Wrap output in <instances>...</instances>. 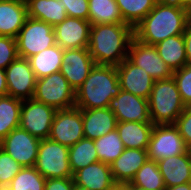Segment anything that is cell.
I'll list each match as a JSON object with an SVG mask.
<instances>
[{"instance_id":"obj_11","label":"cell","mask_w":191,"mask_h":190,"mask_svg":"<svg viewBox=\"0 0 191 190\" xmlns=\"http://www.w3.org/2000/svg\"><path fill=\"white\" fill-rule=\"evenodd\" d=\"M39 145L40 139L20 127L13 129L1 140V148L22 167L35 165Z\"/></svg>"},{"instance_id":"obj_35","label":"cell","mask_w":191,"mask_h":190,"mask_svg":"<svg viewBox=\"0 0 191 190\" xmlns=\"http://www.w3.org/2000/svg\"><path fill=\"white\" fill-rule=\"evenodd\" d=\"M23 167L0 149V184L6 188Z\"/></svg>"},{"instance_id":"obj_21","label":"cell","mask_w":191,"mask_h":190,"mask_svg":"<svg viewBox=\"0 0 191 190\" xmlns=\"http://www.w3.org/2000/svg\"><path fill=\"white\" fill-rule=\"evenodd\" d=\"M166 187L191 182V150L157 162Z\"/></svg>"},{"instance_id":"obj_38","label":"cell","mask_w":191,"mask_h":190,"mask_svg":"<svg viewBox=\"0 0 191 190\" xmlns=\"http://www.w3.org/2000/svg\"><path fill=\"white\" fill-rule=\"evenodd\" d=\"M65 5L68 17L88 20L89 2L88 0H61Z\"/></svg>"},{"instance_id":"obj_41","label":"cell","mask_w":191,"mask_h":190,"mask_svg":"<svg viewBox=\"0 0 191 190\" xmlns=\"http://www.w3.org/2000/svg\"><path fill=\"white\" fill-rule=\"evenodd\" d=\"M7 80L5 76V69L0 68V96H7Z\"/></svg>"},{"instance_id":"obj_9","label":"cell","mask_w":191,"mask_h":190,"mask_svg":"<svg viewBox=\"0 0 191 190\" xmlns=\"http://www.w3.org/2000/svg\"><path fill=\"white\" fill-rule=\"evenodd\" d=\"M56 111L33 98L22 100L19 127L40 140L49 138Z\"/></svg>"},{"instance_id":"obj_43","label":"cell","mask_w":191,"mask_h":190,"mask_svg":"<svg viewBox=\"0 0 191 190\" xmlns=\"http://www.w3.org/2000/svg\"><path fill=\"white\" fill-rule=\"evenodd\" d=\"M191 14V0H173Z\"/></svg>"},{"instance_id":"obj_16","label":"cell","mask_w":191,"mask_h":190,"mask_svg":"<svg viewBox=\"0 0 191 190\" xmlns=\"http://www.w3.org/2000/svg\"><path fill=\"white\" fill-rule=\"evenodd\" d=\"M91 23L68 17L53 27L56 44L63 50L88 47Z\"/></svg>"},{"instance_id":"obj_10","label":"cell","mask_w":191,"mask_h":190,"mask_svg":"<svg viewBox=\"0 0 191 190\" xmlns=\"http://www.w3.org/2000/svg\"><path fill=\"white\" fill-rule=\"evenodd\" d=\"M84 138L81 109L74 106L57 110L51 125L49 139L66 147L75 145Z\"/></svg>"},{"instance_id":"obj_37","label":"cell","mask_w":191,"mask_h":190,"mask_svg":"<svg viewBox=\"0 0 191 190\" xmlns=\"http://www.w3.org/2000/svg\"><path fill=\"white\" fill-rule=\"evenodd\" d=\"M174 125L177 127L187 147L191 150V106L185 107Z\"/></svg>"},{"instance_id":"obj_45","label":"cell","mask_w":191,"mask_h":190,"mask_svg":"<svg viewBox=\"0 0 191 190\" xmlns=\"http://www.w3.org/2000/svg\"><path fill=\"white\" fill-rule=\"evenodd\" d=\"M74 190H92L90 188H86V187H79V186H75Z\"/></svg>"},{"instance_id":"obj_22","label":"cell","mask_w":191,"mask_h":190,"mask_svg":"<svg viewBox=\"0 0 191 190\" xmlns=\"http://www.w3.org/2000/svg\"><path fill=\"white\" fill-rule=\"evenodd\" d=\"M27 18L26 3L15 0L0 2V36L16 38Z\"/></svg>"},{"instance_id":"obj_32","label":"cell","mask_w":191,"mask_h":190,"mask_svg":"<svg viewBox=\"0 0 191 190\" xmlns=\"http://www.w3.org/2000/svg\"><path fill=\"white\" fill-rule=\"evenodd\" d=\"M124 23L133 28L154 8L158 0H115Z\"/></svg>"},{"instance_id":"obj_48","label":"cell","mask_w":191,"mask_h":190,"mask_svg":"<svg viewBox=\"0 0 191 190\" xmlns=\"http://www.w3.org/2000/svg\"><path fill=\"white\" fill-rule=\"evenodd\" d=\"M0 190H5V188L0 184Z\"/></svg>"},{"instance_id":"obj_2","label":"cell","mask_w":191,"mask_h":190,"mask_svg":"<svg viewBox=\"0 0 191 190\" xmlns=\"http://www.w3.org/2000/svg\"><path fill=\"white\" fill-rule=\"evenodd\" d=\"M134 28L127 23L91 25L88 49L96 65H120L128 56Z\"/></svg>"},{"instance_id":"obj_39","label":"cell","mask_w":191,"mask_h":190,"mask_svg":"<svg viewBox=\"0 0 191 190\" xmlns=\"http://www.w3.org/2000/svg\"><path fill=\"white\" fill-rule=\"evenodd\" d=\"M73 177L69 178H46L44 190H74Z\"/></svg>"},{"instance_id":"obj_23","label":"cell","mask_w":191,"mask_h":190,"mask_svg":"<svg viewBox=\"0 0 191 190\" xmlns=\"http://www.w3.org/2000/svg\"><path fill=\"white\" fill-rule=\"evenodd\" d=\"M28 17L44 21L51 26L67 18L65 5L61 0H27Z\"/></svg>"},{"instance_id":"obj_47","label":"cell","mask_w":191,"mask_h":190,"mask_svg":"<svg viewBox=\"0 0 191 190\" xmlns=\"http://www.w3.org/2000/svg\"><path fill=\"white\" fill-rule=\"evenodd\" d=\"M15 1L23 2V3L27 2V0H15Z\"/></svg>"},{"instance_id":"obj_20","label":"cell","mask_w":191,"mask_h":190,"mask_svg":"<svg viewBox=\"0 0 191 190\" xmlns=\"http://www.w3.org/2000/svg\"><path fill=\"white\" fill-rule=\"evenodd\" d=\"M147 159V149L125 148L122 154L110 164L115 183H130Z\"/></svg>"},{"instance_id":"obj_27","label":"cell","mask_w":191,"mask_h":190,"mask_svg":"<svg viewBox=\"0 0 191 190\" xmlns=\"http://www.w3.org/2000/svg\"><path fill=\"white\" fill-rule=\"evenodd\" d=\"M88 21L95 24L124 23L115 0H88Z\"/></svg>"},{"instance_id":"obj_7","label":"cell","mask_w":191,"mask_h":190,"mask_svg":"<svg viewBox=\"0 0 191 190\" xmlns=\"http://www.w3.org/2000/svg\"><path fill=\"white\" fill-rule=\"evenodd\" d=\"M33 99L56 110L75 106V90L61 72L36 80Z\"/></svg>"},{"instance_id":"obj_6","label":"cell","mask_w":191,"mask_h":190,"mask_svg":"<svg viewBox=\"0 0 191 190\" xmlns=\"http://www.w3.org/2000/svg\"><path fill=\"white\" fill-rule=\"evenodd\" d=\"M69 147L50 140H40L35 169L44 178L73 177L68 159Z\"/></svg>"},{"instance_id":"obj_24","label":"cell","mask_w":191,"mask_h":190,"mask_svg":"<svg viewBox=\"0 0 191 190\" xmlns=\"http://www.w3.org/2000/svg\"><path fill=\"white\" fill-rule=\"evenodd\" d=\"M154 47L160 58L172 72H175L188 64L183 34L168 37L155 44Z\"/></svg>"},{"instance_id":"obj_25","label":"cell","mask_w":191,"mask_h":190,"mask_svg":"<svg viewBox=\"0 0 191 190\" xmlns=\"http://www.w3.org/2000/svg\"><path fill=\"white\" fill-rule=\"evenodd\" d=\"M154 124L139 122H117L116 130L129 149H147Z\"/></svg>"},{"instance_id":"obj_19","label":"cell","mask_w":191,"mask_h":190,"mask_svg":"<svg viewBox=\"0 0 191 190\" xmlns=\"http://www.w3.org/2000/svg\"><path fill=\"white\" fill-rule=\"evenodd\" d=\"M84 138L95 140L117 127L114 113L107 108L81 109Z\"/></svg>"},{"instance_id":"obj_40","label":"cell","mask_w":191,"mask_h":190,"mask_svg":"<svg viewBox=\"0 0 191 190\" xmlns=\"http://www.w3.org/2000/svg\"><path fill=\"white\" fill-rule=\"evenodd\" d=\"M183 38L185 41L187 62L191 64V22L186 26Z\"/></svg>"},{"instance_id":"obj_18","label":"cell","mask_w":191,"mask_h":190,"mask_svg":"<svg viewBox=\"0 0 191 190\" xmlns=\"http://www.w3.org/2000/svg\"><path fill=\"white\" fill-rule=\"evenodd\" d=\"M75 186L92 190H112L116 184L110 165L97 161L73 174Z\"/></svg>"},{"instance_id":"obj_29","label":"cell","mask_w":191,"mask_h":190,"mask_svg":"<svg viewBox=\"0 0 191 190\" xmlns=\"http://www.w3.org/2000/svg\"><path fill=\"white\" fill-rule=\"evenodd\" d=\"M68 159L73 174L89 164L99 161L94 140L83 138L69 147Z\"/></svg>"},{"instance_id":"obj_31","label":"cell","mask_w":191,"mask_h":190,"mask_svg":"<svg viewBox=\"0 0 191 190\" xmlns=\"http://www.w3.org/2000/svg\"><path fill=\"white\" fill-rule=\"evenodd\" d=\"M129 184L147 190H165L166 188L157 162L150 159H147L144 165L136 172Z\"/></svg>"},{"instance_id":"obj_46","label":"cell","mask_w":191,"mask_h":190,"mask_svg":"<svg viewBox=\"0 0 191 190\" xmlns=\"http://www.w3.org/2000/svg\"><path fill=\"white\" fill-rule=\"evenodd\" d=\"M132 190H147V189L140 188V187H138V186H133V185H132Z\"/></svg>"},{"instance_id":"obj_12","label":"cell","mask_w":191,"mask_h":190,"mask_svg":"<svg viewBox=\"0 0 191 190\" xmlns=\"http://www.w3.org/2000/svg\"><path fill=\"white\" fill-rule=\"evenodd\" d=\"M127 58L144 69L155 81L172 77L173 72L160 58L154 45L145 44L135 37L130 42Z\"/></svg>"},{"instance_id":"obj_14","label":"cell","mask_w":191,"mask_h":190,"mask_svg":"<svg viewBox=\"0 0 191 190\" xmlns=\"http://www.w3.org/2000/svg\"><path fill=\"white\" fill-rule=\"evenodd\" d=\"M108 108L114 113L117 122H139L153 124L149 114L148 99L121 90L110 100Z\"/></svg>"},{"instance_id":"obj_8","label":"cell","mask_w":191,"mask_h":190,"mask_svg":"<svg viewBox=\"0 0 191 190\" xmlns=\"http://www.w3.org/2000/svg\"><path fill=\"white\" fill-rule=\"evenodd\" d=\"M189 150L174 124L154 125L147 148L148 159L158 162Z\"/></svg>"},{"instance_id":"obj_1","label":"cell","mask_w":191,"mask_h":190,"mask_svg":"<svg viewBox=\"0 0 191 190\" xmlns=\"http://www.w3.org/2000/svg\"><path fill=\"white\" fill-rule=\"evenodd\" d=\"M191 14L173 0H158L154 8L134 27V37L149 45L182 35Z\"/></svg>"},{"instance_id":"obj_44","label":"cell","mask_w":191,"mask_h":190,"mask_svg":"<svg viewBox=\"0 0 191 190\" xmlns=\"http://www.w3.org/2000/svg\"><path fill=\"white\" fill-rule=\"evenodd\" d=\"M112 190H132V185L129 183H116Z\"/></svg>"},{"instance_id":"obj_15","label":"cell","mask_w":191,"mask_h":190,"mask_svg":"<svg viewBox=\"0 0 191 190\" xmlns=\"http://www.w3.org/2000/svg\"><path fill=\"white\" fill-rule=\"evenodd\" d=\"M94 66L95 62L87 47L66 49L63 53L60 72L76 91L83 84Z\"/></svg>"},{"instance_id":"obj_28","label":"cell","mask_w":191,"mask_h":190,"mask_svg":"<svg viewBox=\"0 0 191 190\" xmlns=\"http://www.w3.org/2000/svg\"><path fill=\"white\" fill-rule=\"evenodd\" d=\"M22 100L12 96H0V141L20 125Z\"/></svg>"},{"instance_id":"obj_17","label":"cell","mask_w":191,"mask_h":190,"mask_svg":"<svg viewBox=\"0 0 191 190\" xmlns=\"http://www.w3.org/2000/svg\"><path fill=\"white\" fill-rule=\"evenodd\" d=\"M121 90L148 99L155 80L142 68L126 58L117 65Z\"/></svg>"},{"instance_id":"obj_36","label":"cell","mask_w":191,"mask_h":190,"mask_svg":"<svg viewBox=\"0 0 191 190\" xmlns=\"http://www.w3.org/2000/svg\"><path fill=\"white\" fill-rule=\"evenodd\" d=\"M18 57L16 39L0 36V68L6 69Z\"/></svg>"},{"instance_id":"obj_26","label":"cell","mask_w":191,"mask_h":190,"mask_svg":"<svg viewBox=\"0 0 191 190\" xmlns=\"http://www.w3.org/2000/svg\"><path fill=\"white\" fill-rule=\"evenodd\" d=\"M64 50L55 44L28 58L37 79L60 72Z\"/></svg>"},{"instance_id":"obj_5","label":"cell","mask_w":191,"mask_h":190,"mask_svg":"<svg viewBox=\"0 0 191 190\" xmlns=\"http://www.w3.org/2000/svg\"><path fill=\"white\" fill-rule=\"evenodd\" d=\"M15 39L18 55L25 59L56 44L53 26L30 17L26 19Z\"/></svg>"},{"instance_id":"obj_42","label":"cell","mask_w":191,"mask_h":190,"mask_svg":"<svg viewBox=\"0 0 191 190\" xmlns=\"http://www.w3.org/2000/svg\"><path fill=\"white\" fill-rule=\"evenodd\" d=\"M165 190H191V182L183 183L181 185L166 187Z\"/></svg>"},{"instance_id":"obj_30","label":"cell","mask_w":191,"mask_h":190,"mask_svg":"<svg viewBox=\"0 0 191 190\" xmlns=\"http://www.w3.org/2000/svg\"><path fill=\"white\" fill-rule=\"evenodd\" d=\"M94 144L98 160L108 165L113 163L125 149L116 129L95 139Z\"/></svg>"},{"instance_id":"obj_4","label":"cell","mask_w":191,"mask_h":190,"mask_svg":"<svg viewBox=\"0 0 191 190\" xmlns=\"http://www.w3.org/2000/svg\"><path fill=\"white\" fill-rule=\"evenodd\" d=\"M148 105L154 125L174 124L186 107L173 77L154 82Z\"/></svg>"},{"instance_id":"obj_34","label":"cell","mask_w":191,"mask_h":190,"mask_svg":"<svg viewBox=\"0 0 191 190\" xmlns=\"http://www.w3.org/2000/svg\"><path fill=\"white\" fill-rule=\"evenodd\" d=\"M173 79L186 107L191 106V64L184 65L181 69L173 72Z\"/></svg>"},{"instance_id":"obj_33","label":"cell","mask_w":191,"mask_h":190,"mask_svg":"<svg viewBox=\"0 0 191 190\" xmlns=\"http://www.w3.org/2000/svg\"><path fill=\"white\" fill-rule=\"evenodd\" d=\"M45 181L34 166L23 167L5 190H44Z\"/></svg>"},{"instance_id":"obj_3","label":"cell","mask_w":191,"mask_h":190,"mask_svg":"<svg viewBox=\"0 0 191 190\" xmlns=\"http://www.w3.org/2000/svg\"><path fill=\"white\" fill-rule=\"evenodd\" d=\"M120 91L117 67L95 64L83 84L75 91V106L79 109L107 108L110 100Z\"/></svg>"},{"instance_id":"obj_13","label":"cell","mask_w":191,"mask_h":190,"mask_svg":"<svg viewBox=\"0 0 191 190\" xmlns=\"http://www.w3.org/2000/svg\"><path fill=\"white\" fill-rule=\"evenodd\" d=\"M5 76L9 96L20 100L33 98L37 78L28 59L18 57L5 69Z\"/></svg>"}]
</instances>
